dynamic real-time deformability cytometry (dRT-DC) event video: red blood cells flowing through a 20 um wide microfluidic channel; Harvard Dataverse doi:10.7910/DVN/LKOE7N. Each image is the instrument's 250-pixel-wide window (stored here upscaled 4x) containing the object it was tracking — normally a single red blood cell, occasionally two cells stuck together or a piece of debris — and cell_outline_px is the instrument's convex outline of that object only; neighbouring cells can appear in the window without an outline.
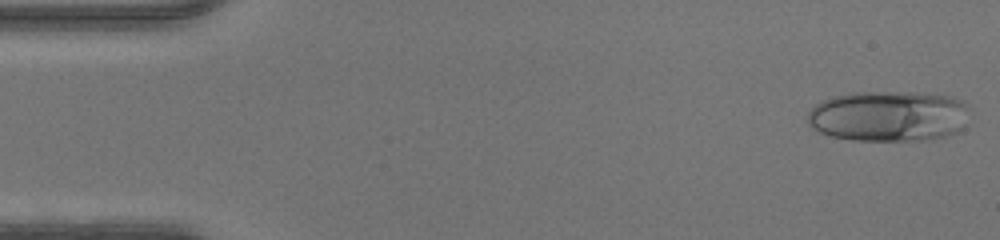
{"species": "human", "species_latin": "Homo sapiens", "temperature_condition": "warm", "stored_images_in_passage": 46, "camera_frame_rate_fps": 3000, "um_per_image_px": 0.085, "donor": {"sex": "male"}, "frame": {"image": 1, "passage_image": 1, "time_ms": 0.0, "image_size_px": [1000, 240], "cell_outline_px": [[964, 104], [960, 128], [956, 132], [944, 136], [924, 140], [852, 140], [832, 136], [820, 132], [812, 128], [808, 124], [808, 112], [816, 104], [824, 100], [836, 96], [852, 92], [916, 92], [948, 96], [964, 100]], "centroid_in_image_um": [75.43, 9.86], "position_along_channel_um": 9.6, "area_um2": 47.11}}
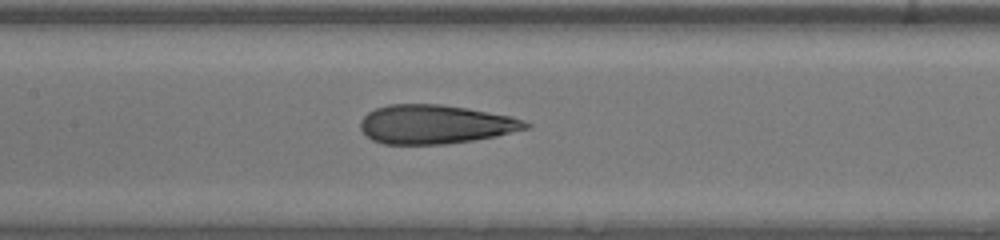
{"frame": {"image": 2, "passage_image": 21, "time_ms": 6.667, "image_size_px": [1000, 240], "cell_outline_px": [[532, 128], [496, 136], [448, 144], [384, 144], [372, 140], [360, 128], [360, 120], [368, 112], [376, 108], [388, 104], [440, 104], [468, 108], [512, 116], [524, 120], [532, 124]], "centroid_in_image_um": [37.04, 10.56], "position_along_channel_um": 170.4, "area_um2": 37.74}}
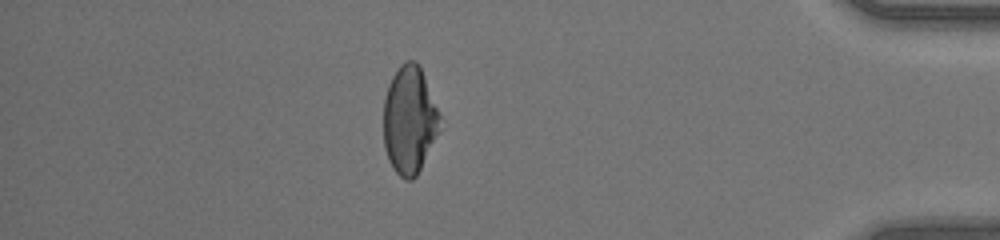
{"frame": {"image": 3, "passage_image": 40, "time_ms": 13.0, "image_size_px": [1000, 240], "cell_outline_px": [[440, 116], [436, 132], [420, 168], [416, 176], [412, 180], [404, 180], [392, 168], [388, 160], [384, 148], [384, 96], [388, 84], [392, 76], [400, 64], [408, 60], [416, 60], [420, 64]], "centroid_in_image_um": [34.75, 10.16], "position_along_channel_um": 400.5, "area_um2": 34.91}}